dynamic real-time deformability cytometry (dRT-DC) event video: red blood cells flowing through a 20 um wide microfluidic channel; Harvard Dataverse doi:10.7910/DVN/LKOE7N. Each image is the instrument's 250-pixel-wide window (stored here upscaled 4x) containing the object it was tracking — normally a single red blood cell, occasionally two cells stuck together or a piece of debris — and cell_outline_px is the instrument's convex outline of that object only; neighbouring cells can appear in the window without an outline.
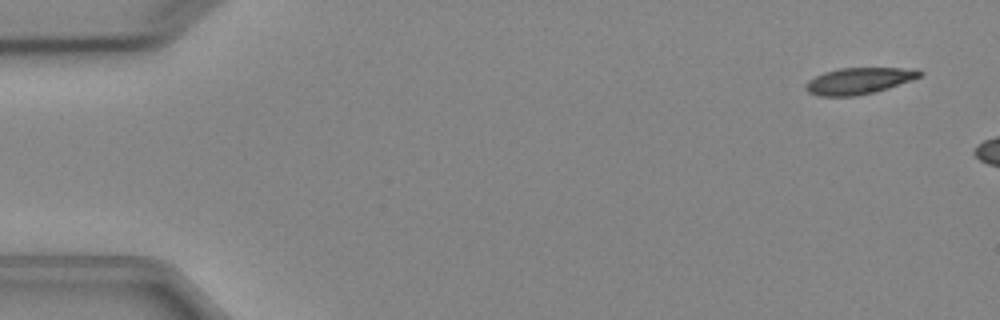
{"species": "Egyptian fruit bat (a non-hibernating species)", "species_latin": "Rousettus aegyptiacus", "temperature_condition": "cold", "stored_images_in_passage": 3, "camera_frame_rate_fps": 3000, "um_per_image_px": 0.085, "animal": {"sex": "female"}, "frame": {"image": 1, "passage_image": 1, "time_ms": 0.0, "image_size_px": [1000, 320], "cell_outline_px": [[924, 72], [920, 76], [912, 80], [876, 92], [856, 96], [820, 96], [808, 92], [804, 88], [804, 84], [808, 80], [824, 72], [840, 68], [920, 68]], "centroid_in_image_um": [73.02, 6.87], "position_along_channel_um": 12.0, "area_um2": 17.74}}